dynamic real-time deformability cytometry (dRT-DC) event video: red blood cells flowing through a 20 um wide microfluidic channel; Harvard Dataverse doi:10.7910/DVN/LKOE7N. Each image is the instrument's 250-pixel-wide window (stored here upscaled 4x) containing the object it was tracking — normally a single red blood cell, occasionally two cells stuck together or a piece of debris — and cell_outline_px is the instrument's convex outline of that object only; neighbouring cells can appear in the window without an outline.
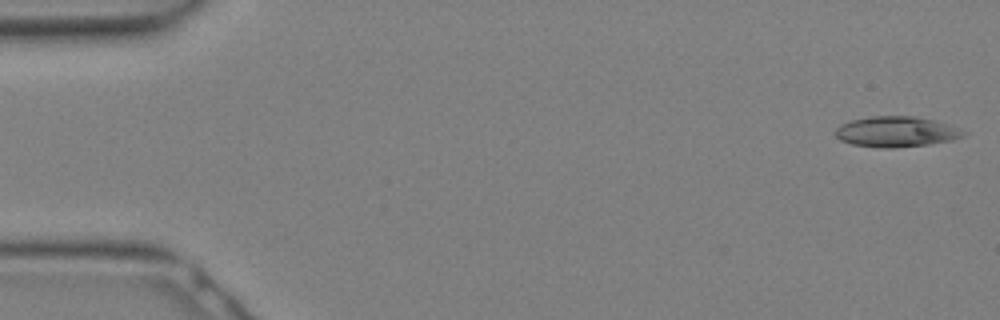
{"species": "Egyptian fruit bat (a non-hibernating species)", "species_latin": "Rousettus aegyptiacus", "temperature_condition": "warm", "stored_images_in_passage": 18, "camera_frame_rate_fps": 3000, "um_per_image_px": 0.085, "animal": {"sex": "female"}, "frame": {"image": 1, "passage_image": 1, "time_ms": 0.0, "image_size_px": [1000, 320], "cell_outline_px": [[968, 132], [964, 136], [952, 140], [928, 144], [892, 148], [880, 148], [852, 144], [840, 140], [836, 136], [836, 128], [840, 124], [852, 120], [872, 116], [912, 116], [932, 120], [948, 124]], "centroid_in_image_um": [76.18, 11.2], "position_along_channel_um": 8.8, "area_um2": 22.66}}
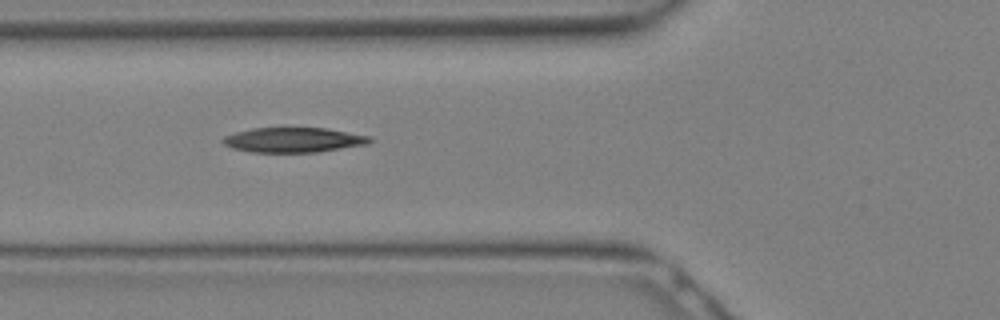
{"frame": {"image": 2, "passage_image": 11, "time_ms": 3.333, "image_size_px": [1000, 320], "cell_outline_px": [[372, 140], [368, 144], [320, 152], [252, 152], [232, 148], [224, 144], [220, 140], [224, 136], [236, 132], [252, 128], [328, 128], [372, 136]], "centroid_in_image_um": [24.98, 11.89], "position_along_channel_um": 100.8, "area_um2": 21.44}}
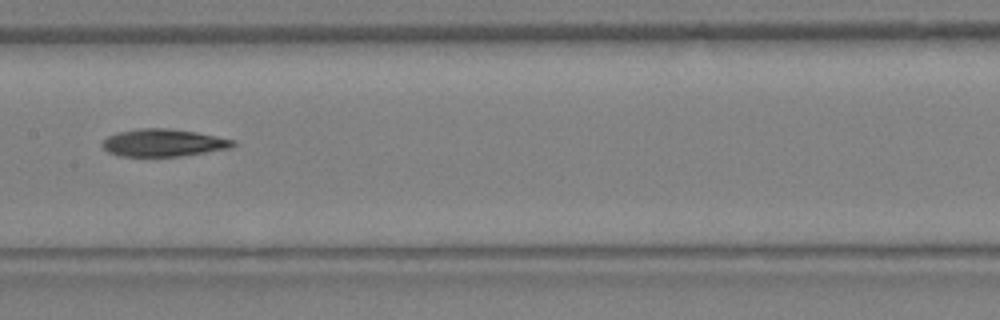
{"frame": {"image": 3, "passage_image": 15, "time_ms": 4.667, "image_size_px": [1000, 320], "cell_outline_px": [[236, 144], [232, 148], [180, 156], [120, 156], [108, 152], [100, 144], [108, 136], [120, 132], [140, 128], [164, 128], [196, 132], [236, 140]], "centroid_in_image_um": [13.91, 12.14], "position_along_channel_um": 193.5, "area_um2": 20.81}}